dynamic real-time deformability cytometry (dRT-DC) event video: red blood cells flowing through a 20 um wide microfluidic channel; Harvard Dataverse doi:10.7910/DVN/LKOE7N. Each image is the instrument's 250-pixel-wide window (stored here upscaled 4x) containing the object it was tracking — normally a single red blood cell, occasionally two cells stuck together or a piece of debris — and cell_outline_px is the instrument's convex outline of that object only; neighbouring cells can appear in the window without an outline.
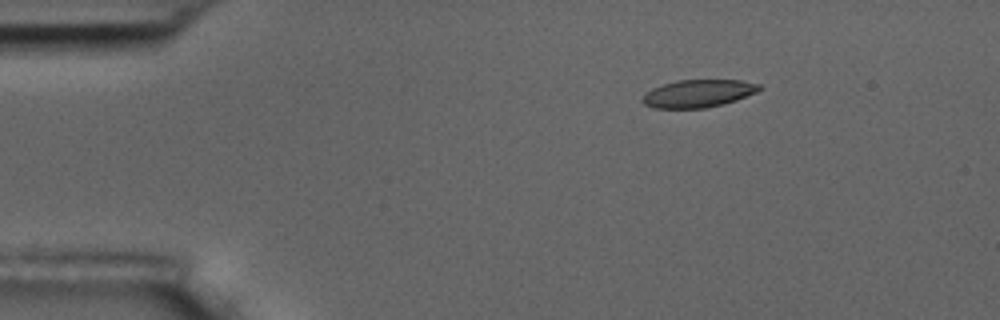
{"species": "common noctule bat (a hibernating species)", "species_latin": "Nyctalus noctula", "temperature_condition": "room temperature", "stored_images_in_passage": 3, "camera_frame_rate_fps": 3000, "um_per_image_px": 0.085, "animal": {"sex": "male", "body_mass_g": 17.5, "forearm_length_mm": 52.3}, "frame": {"image": 1, "passage_image": 3, "time_ms": 2.333, "image_size_px": [1000, 320], "cell_outline_px": [[764, 88], [756, 92], [736, 100], [724, 104], [704, 108], [656, 108], [644, 104], [640, 100], [652, 88], [676, 80], [740, 80], [760, 84]], "centroid_in_image_um": [59.37, 7.94], "position_along_channel_um": 25.6, "area_um2": 18.79}}